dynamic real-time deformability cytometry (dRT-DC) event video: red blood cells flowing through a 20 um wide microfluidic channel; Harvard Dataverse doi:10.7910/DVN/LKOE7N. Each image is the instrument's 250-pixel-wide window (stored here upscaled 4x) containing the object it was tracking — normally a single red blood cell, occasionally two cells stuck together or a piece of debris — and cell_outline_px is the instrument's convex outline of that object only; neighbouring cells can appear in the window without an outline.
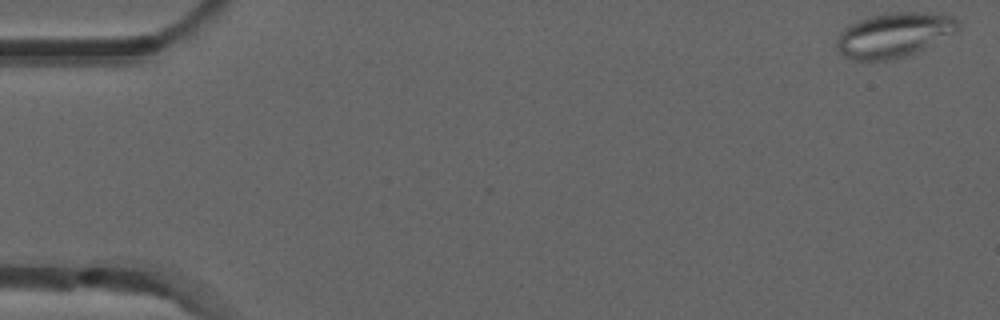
{"species": "common noctule bat (a hibernating species)", "species_latin": "Nyctalus noctula", "temperature_condition": "room temperature", "stored_images_in_passage": 5, "camera_frame_rate_fps": 3000, "um_per_image_px": 0.085, "animal": {"sex": "male", "forearm_length_mm": 52.5}, "frame": {"image": 1, "passage_image": 1, "time_ms": 0.0, "image_size_px": [1000, 320], "cell_outline_px": [[960, 32], [916, 52], [904, 56], [884, 60], [856, 60], [844, 56], [836, 48], [836, 40], [840, 32], [844, 28], [856, 20], [868, 16], [888, 12], [940, 12], [952, 16], [960, 20]], "centroid_in_image_um": [76.05, 2.93], "position_along_channel_um": 8.9, "area_um2": 32.25}}